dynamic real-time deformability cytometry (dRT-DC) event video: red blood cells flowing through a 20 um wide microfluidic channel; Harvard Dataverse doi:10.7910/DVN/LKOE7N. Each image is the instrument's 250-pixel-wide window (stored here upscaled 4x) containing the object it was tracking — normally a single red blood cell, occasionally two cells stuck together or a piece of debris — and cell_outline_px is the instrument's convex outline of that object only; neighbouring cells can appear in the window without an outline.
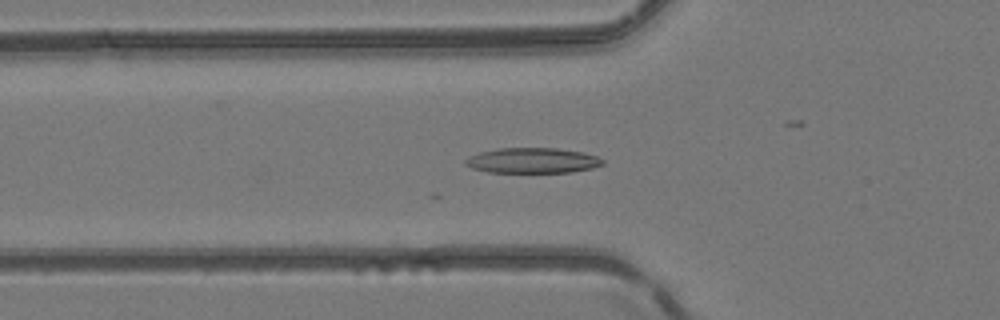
{"species": "common noctule bat (a hibernating species)", "species_latin": "Nyctalus noctula", "temperature_condition": "room temperature", "stored_images_in_passage": 39, "camera_frame_rate_fps": 3000, "um_per_image_px": 0.085, "animal": {"sex": "female", "body_mass_g": 24.6, "forearm_length_mm": 56.2}, "frame": {"image": 1, "passage_image": 18, "time_ms": 5.667, "image_size_px": [1000, 320], "cell_outline_px": [[604, 164], [592, 168], [572, 172], [488, 172], [472, 168], [464, 164], [464, 160], [468, 156], [480, 152], [500, 148], [556, 148], [584, 152], [596, 156], [604, 160]], "centroid_in_image_um": [45.26, 13.64], "position_along_channel_um": 80.5, "area_um2": 20.29}}
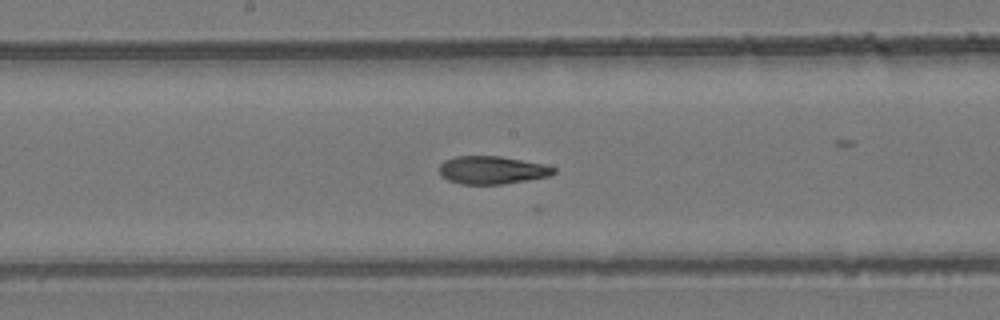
{"frame": {"image": 2, "passage_image": 27, "time_ms": 8.667, "image_size_px": [1000, 320], "cell_outline_px": [[556, 172], [548, 176], [528, 180], [504, 184], [460, 184], [448, 180], [440, 176], [440, 164], [444, 160], [456, 156], [500, 156], [544, 164], [556, 168]], "centroid_in_image_um": [41.81, 14.46], "position_along_channel_um": 206.4, "area_um2": 18.67}}
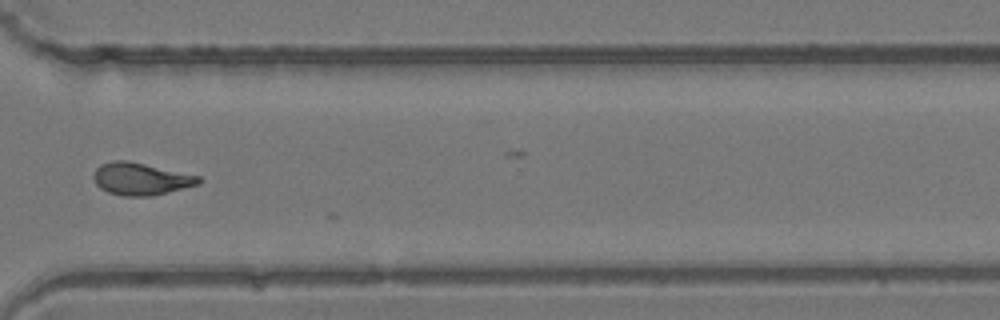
{"frame": {"image": 3, "passage_image": 38, "time_ms": 12.333, "image_size_px": [1000, 320], "cell_outline_px": [[204, 180], [200, 184], [152, 196], [124, 196], [108, 192], [100, 188], [96, 184], [92, 176], [96, 168], [100, 164], [112, 160], [128, 160], [200, 176]], "centroid_in_image_um": [11.97, 15.2], "position_along_channel_um": 358.6, "area_um2": 19.94}}